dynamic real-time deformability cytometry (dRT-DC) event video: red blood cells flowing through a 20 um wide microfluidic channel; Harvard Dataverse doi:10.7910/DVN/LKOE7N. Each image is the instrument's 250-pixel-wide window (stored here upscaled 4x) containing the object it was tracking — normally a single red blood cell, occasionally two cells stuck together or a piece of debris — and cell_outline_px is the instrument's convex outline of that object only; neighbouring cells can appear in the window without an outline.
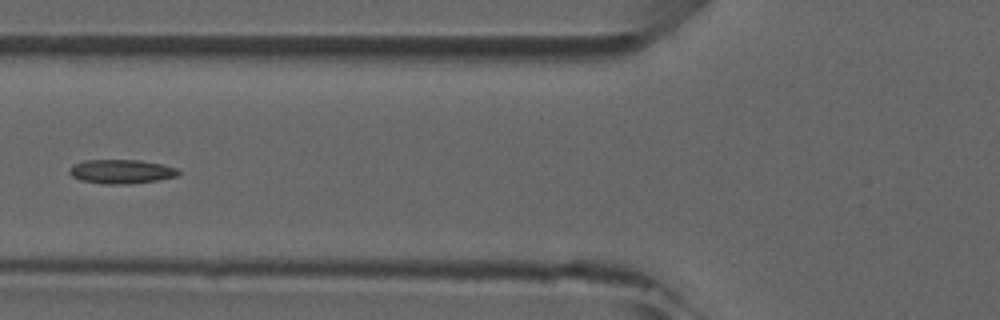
{"species": "common noctule bat (a hibernating species)", "species_latin": "Nyctalus noctula", "temperature_condition": "room temperature", "stored_images_in_passage": 6, "camera_frame_rate_fps": 3000, "um_per_image_px": 0.085, "animal": {"sex": "male", "forearm_length_mm": 52.5}, "frame": {"image": 1, "passage_image": 5, "time_ms": 5.667, "image_size_px": [1000, 320], "cell_outline_px": [[180, 172], [176, 176], [156, 180], [128, 184], [104, 184], [80, 180], [72, 176], [68, 172], [68, 168], [72, 164], [84, 160], [140, 160], [164, 164], [176, 168]], "centroid_in_image_um": [10.26, 14.57], "position_along_channel_um": 115.5, "area_um2": 15.37}}
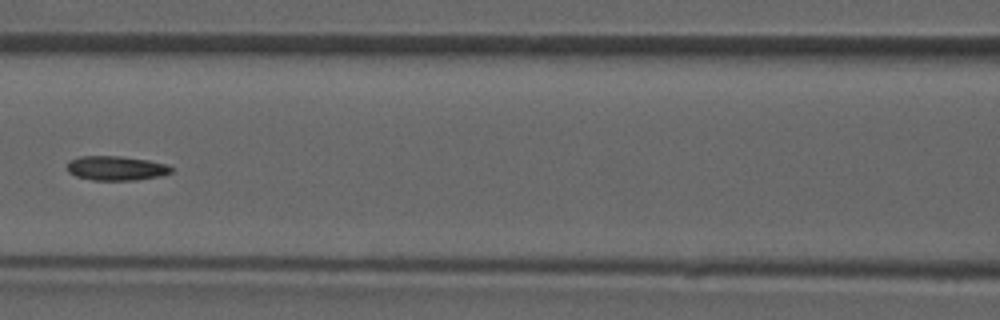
{"frame": {"image": 2, "passage_image": 6, "time_ms": 6.667, "image_size_px": [1000, 320], "cell_outline_px": [[176, 168], [172, 172], [164, 176], [136, 180], [92, 180], [76, 176], [68, 172], [68, 160], [80, 156], [120, 156], [148, 160], [168, 164]], "centroid_in_image_um": [9.94, 14.3], "position_along_channel_um": 156.7, "area_um2": 15.09}}